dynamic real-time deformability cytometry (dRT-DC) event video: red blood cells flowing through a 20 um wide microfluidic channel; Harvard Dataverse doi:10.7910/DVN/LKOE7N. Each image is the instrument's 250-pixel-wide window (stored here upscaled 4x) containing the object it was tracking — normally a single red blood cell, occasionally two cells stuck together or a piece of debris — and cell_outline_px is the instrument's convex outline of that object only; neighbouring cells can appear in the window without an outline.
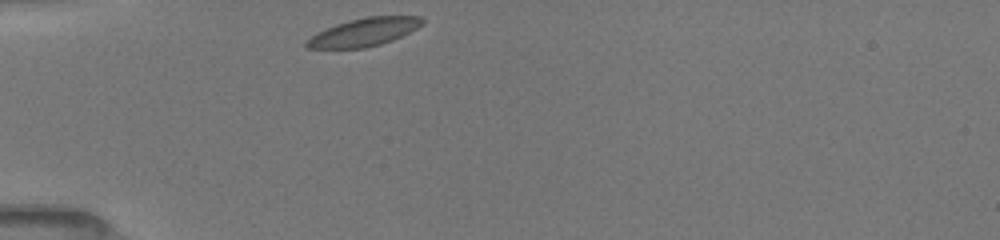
{"species": "common noctule bat (a hibernating species)", "species_latin": "Nyctalus noctula", "temperature_condition": "room temperature", "stored_images_in_passage": 9, "camera_frame_rate_fps": 3000, "um_per_image_px": 0.085, "animal": {"sex": "female", "body_mass_g": 19.5, "forearm_length_mm": 54.1}, "frame": {"image": 1, "passage_image": 1, "time_ms": 0.0, "image_size_px": [1000, 240], "cell_outline_px": [[424, 24], [392, 40], [380, 44], [364, 48], [308, 48], [304, 44], [316, 32], [336, 24], [348, 20], [364, 16], [420, 16], [424, 20]], "centroid_in_image_um": [30.94, 2.71], "position_along_channel_um": 54.1, "area_um2": 18.79}}
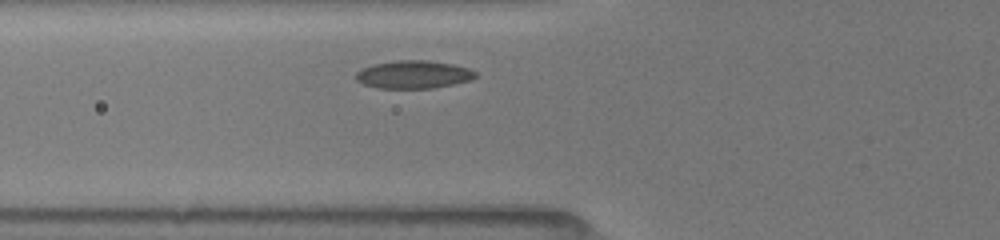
{"frame": {"image": 2, "passage_image": 4, "time_ms": 1.333, "image_size_px": [1000, 240], "cell_outline_px": [[476, 76], [472, 80], [432, 88], [376, 88], [364, 84], [356, 80], [356, 72], [364, 68], [376, 64], [396, 60], [428, 60], [452, 64], [468, 68], [476, 72]], "centroid_in_image_um": [35.16, 6.33], "position_along_channel_um": 90.6, "area_um2": 19.31}}
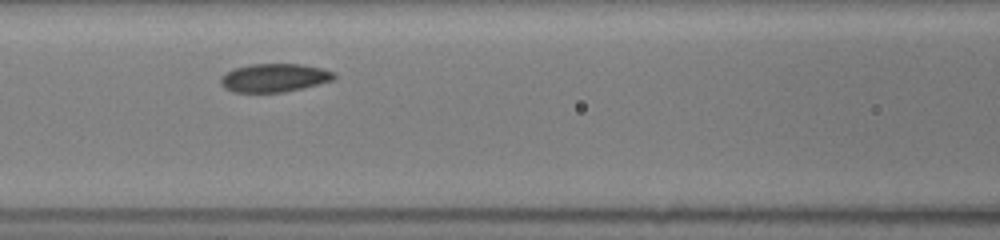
{"frame": {"image": 3, "passage_image": 8, "time_ms": 2.667, "image_size_px": [1000, 240], "cell_outline_px": [[336, 76], [332, 80], [304, 88], [284, 92], [232, 92], [224, 88], [220, 84], [220, 76], [224, 72], [232, 68], [252, 64], [300, 64], [320, 68], [336, 72]], "centroid_in_image_um": [23.26, 6.61], "position_along_channel_um": 143.3, "area_um2": 18.96}}